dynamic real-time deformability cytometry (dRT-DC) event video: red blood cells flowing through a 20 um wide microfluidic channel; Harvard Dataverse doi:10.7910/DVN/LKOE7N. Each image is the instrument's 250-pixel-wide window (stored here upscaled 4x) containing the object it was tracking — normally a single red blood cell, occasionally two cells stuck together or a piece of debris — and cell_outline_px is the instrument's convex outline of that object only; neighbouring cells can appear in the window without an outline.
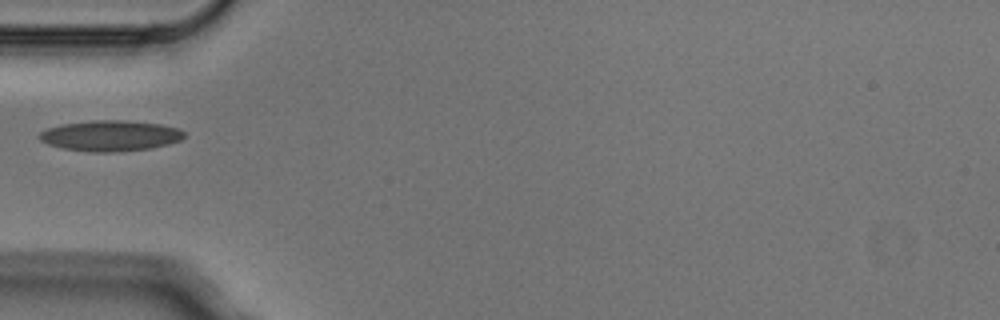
{"species": "Egyptian fruit bat (a non-hibernating species)", "species_latin": "Rousettus aegyptiacus", "temperature_condition": "cold", "stored_images_in_passage": 2, "camera_frame_rate_fps": 3000, "um_per_image_px": 0.085, "animal": {"sex": "male"}, "frame": {"image": 1, "passage_image": 1, "time_ms": 0.0, "image_size_px": [1000, 320], "cell_outline_px": [[184, 136], [180, 140], [168, 144], [152, 148], [108, 152], [92, 152], [64, 148], [48, 144], [40, 140], [40, 132], [48, 128], [60, 124], [92, 120], [124, 120], [160, 124], [180, 128], [184, 132]], "centroid_in_image_um": [9.39, 11.52], "position_along_channel_um": 75.6, "area_um2": 25.78}}
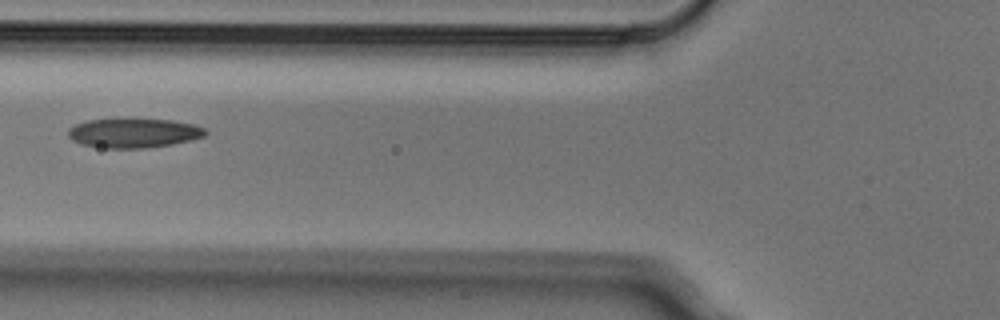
{"frame": {"image": 2, "passage_image": 2, "time_ms": 0.333, "image_size_px": [1000, 320], "cell_outline_px": [[208, 132], [204, 136], [172, 144], [148, 148], [104, 148], [80, 144], [72, 140], [68, 136], [68, 128], [76, 124], [88, 120], [172, 120], [196, 124], [204, 128]], "centroid_in_image_um": [11.36, 11.32], "position_along_channel_um": 114.4, "area_um2": 23.24}}